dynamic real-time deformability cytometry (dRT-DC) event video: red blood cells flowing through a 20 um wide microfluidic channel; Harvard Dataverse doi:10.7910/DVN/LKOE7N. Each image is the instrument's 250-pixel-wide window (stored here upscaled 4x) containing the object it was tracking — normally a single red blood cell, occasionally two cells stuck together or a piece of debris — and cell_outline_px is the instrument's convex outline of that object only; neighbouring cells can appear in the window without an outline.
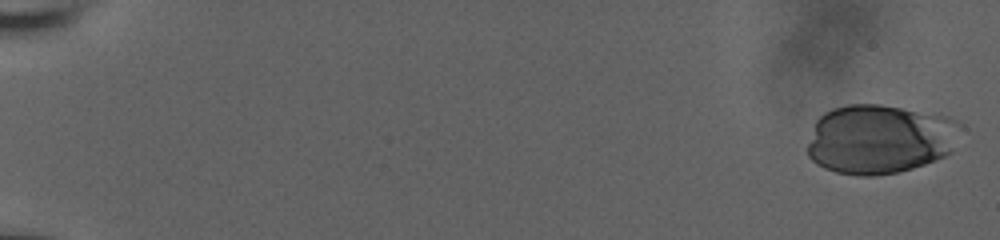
{"species": "human", "species_latin": "Homo sapiens", "temperature_condition": "room temperature", "stored_images_in_passage": 56, "camera_frame_rate_fps": 3000, "um_per_image_px": 0.085, "donor": {"sex": "male"}, "frame": {"image": 1, "passage_image": 1, "time_ms": 0.0, "image_size_px": [1000, 240], "cell_outline_px": [[960, 124], [952, 152], [944, 156], [924, 164], [912, 168], [896, 172], [876, 176], [856, 176], [836, 172], [824, 168], [816, 164], [808, 156], [808, 144], [816, 120], [824, 112], [832, 108], [848, 104], [880, 104], [948, 116], [956, 120]], "centroid_in_image_um": [74.75, 11.82], "position_along_channel_um": 10.2, "area_um2": 61.96}}
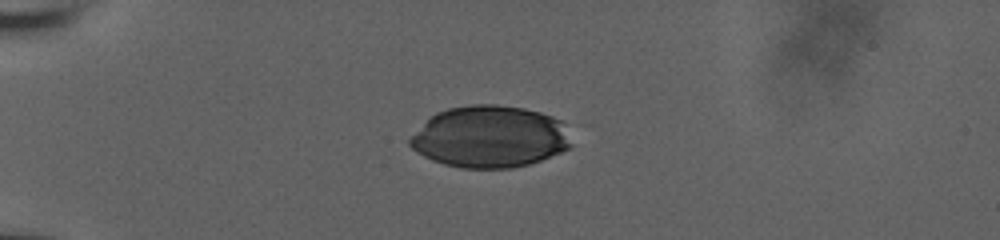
{"frame": {"image": 2, "passage_image": 16, "time_ms": 5.0, "image_size_px": [1000, 240], "cell_outline_px": [[572, 148], [540, 160], [528, 164], [512, 168], [460, 168], [444, 164], [432, 160], [416, 152], [408, 144], [408, 140], [436, 112], [448, 108], [472, 104], [496, 104], [524, 108], [540, 112], [552, 116], [560, 120], [572, 144]], "centroid_in_image_um": [41.64, 11.63], "position_along_channel_um": 43.4, "area_um2": 58.03}}